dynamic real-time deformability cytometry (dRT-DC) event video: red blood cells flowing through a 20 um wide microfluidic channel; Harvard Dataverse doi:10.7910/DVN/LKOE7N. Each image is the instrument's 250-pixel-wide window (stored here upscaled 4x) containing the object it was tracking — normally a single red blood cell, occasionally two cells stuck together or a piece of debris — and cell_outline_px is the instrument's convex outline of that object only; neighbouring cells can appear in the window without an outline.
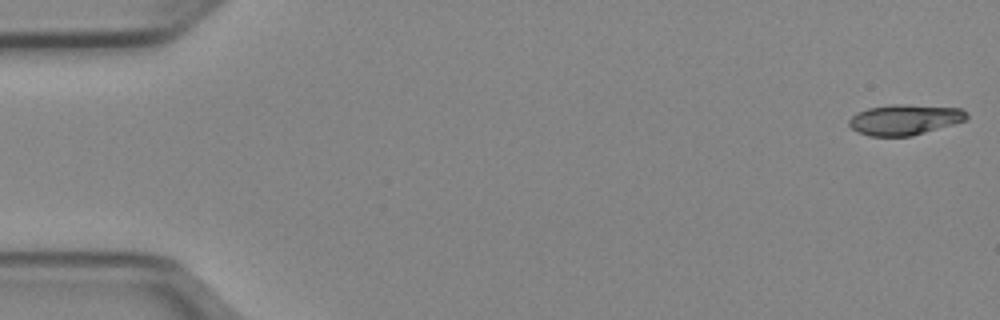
{"species": "Egyptian fruit bat (a non-hibernating species)", "species_latin": "Rousettus aegyptiacus", "temperature_condition": "cold", "stored_images_in_passage": 11, "camera_frame_rate_fps": 3000, "um_per_image_px": 0.085, "animal": {"sex": "female"}, "frame": {"image": 1, "passage_image": 1, "time_ms": 0.0, "image_size_px": [1000, 320], "cell_outline_px": [[968, 120], [912, 136], [868, 136], [856, 132], [848, 124], [848, 120], [856, 112], [868, 108], [892, 104], [900, 104], [960, 108], [968, 112]], "centroid_in_image_um": [76.89, 10.17], "position_along_channel_um": 8.1, "area_um2": 21.1}}